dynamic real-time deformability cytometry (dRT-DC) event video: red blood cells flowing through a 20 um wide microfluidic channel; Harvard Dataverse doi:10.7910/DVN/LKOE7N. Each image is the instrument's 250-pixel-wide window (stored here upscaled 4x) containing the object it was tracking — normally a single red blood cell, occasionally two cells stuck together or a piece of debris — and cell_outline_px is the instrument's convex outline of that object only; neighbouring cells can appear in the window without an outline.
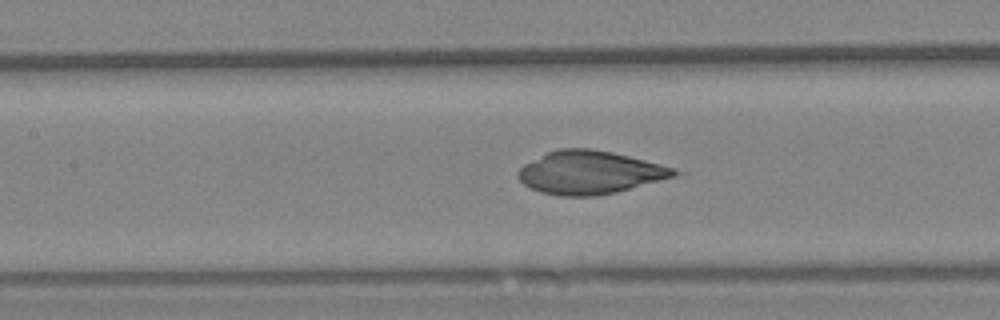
{"species": "Egyptian fruit bat (a non-hibernating species)", "species_latin": "Rousettus aegyptiacus", "temperature_condition": "warm", "stored_images_in_passage": 52, "camera_frame_rate_fps": 3000, "um_per_image_px": 0.085, "animal": {"sex": "female"}, "frame": {"image": 1, "passage_image": 28, "time_ms": 9.0, "image_size_px": [1000, 320], "cell_outline_px": [[688, 172], [676, 176], [616, 192], [596, 196], [560, 196], [540, 192], [524, 184], [516, 176], [516, 172], [524, 164], [548, 152], [560, 148], [588, 148], [612, 152], [676, 168]], "centroid_in_image_um": [50.16, 14.66], "position_along_channel_um": 157.2, "area_um2": 39.25}}
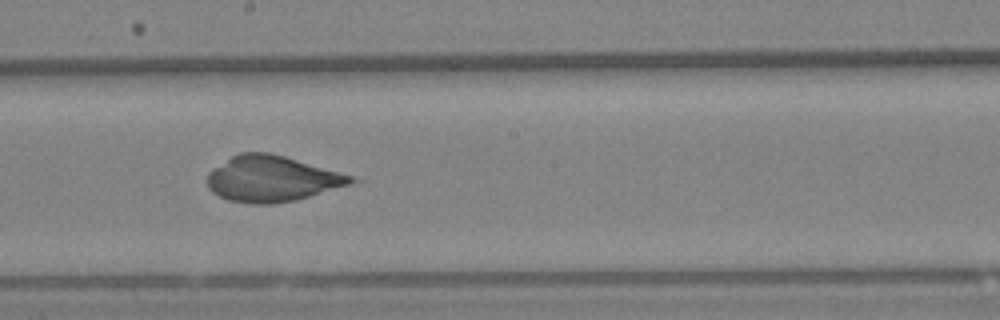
{"frame": {"image": 2, "passage_image": 34, "time_ms": 11.0, "image_size_px": [1000, 320], "cell_outline_px": [[364, 180], [296, 200], [272, 204], [252, 204], [228, 200], [212, 192], [208, 188], [208, 172], [232, 156], [240, 152], [268, 152], [284, 156], [352, 176]], "centroid_in_image_um": [23.11, 15.2], "position_along_channel_um": 225.1, "area_um2": 38.15}}
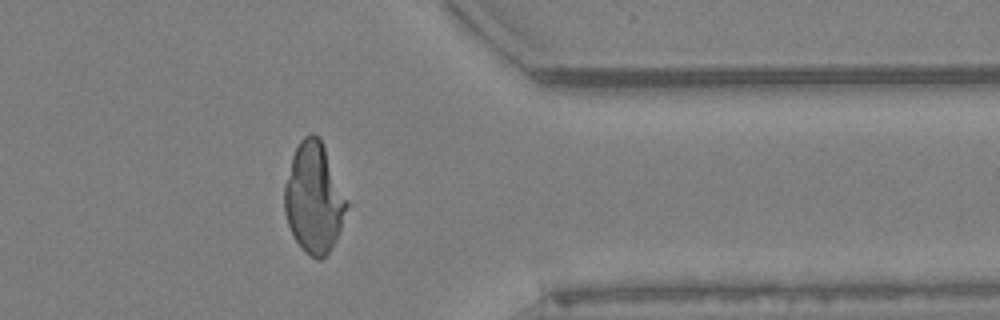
{"frame": {"image": 3, "passage_image": 49, "time_ms": 16.0, "image_size_px": [1000, 320], "cell_outline_px": [[348, 204], [336, 240], [332, 248], [320, 260], [316, 260], [304, 252], [296, 240], [288, 224], [284, 212], [284, 184], [292, 156], [300, 140], [304, 136], [312, 132], [320, 140], [324, 148]], "centroid_in_image_um": [26.64, 16.87], "position_along_channel_um": 384.8, "area_um2": 39.3}}